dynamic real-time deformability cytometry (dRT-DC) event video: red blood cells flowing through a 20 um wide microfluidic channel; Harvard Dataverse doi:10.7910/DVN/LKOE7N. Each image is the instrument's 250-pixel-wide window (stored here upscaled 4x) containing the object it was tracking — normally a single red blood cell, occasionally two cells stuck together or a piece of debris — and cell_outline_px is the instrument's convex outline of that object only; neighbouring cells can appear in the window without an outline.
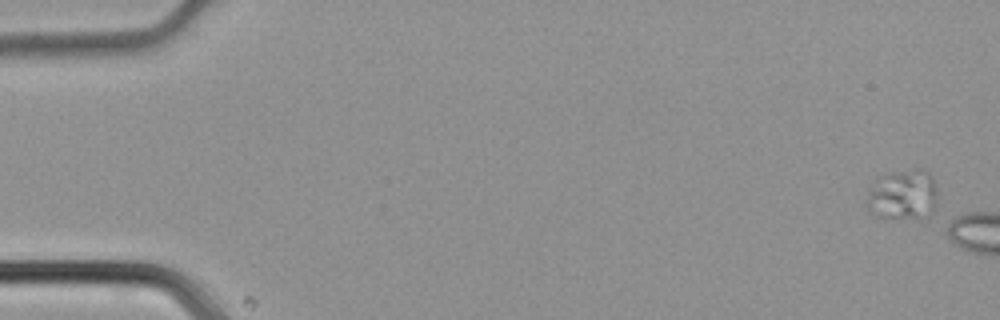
{"species": "common noctule bat (a hibernating species)", "species_latin": "Nyctalus noctula", "temperature_condition": "cold", "stored_images_in_passage": 2, "camera_frame_rate_fps": 3000, "um_per_image_px": 0.085, "animal": {"sex": "male", "body_mass_g": 21.5, "forearm_length_mm": 52.0}, "frame": {"image": 1, "passage_image": 1, "time_ms": 0.0, "image_size_px": [1000, 320], "cell_outline_px": [[936, 200], [932, 216], [924, 220], [916, 220], [872, 216], [868, 208], [868, 192], [876, 180], [880, 176], [892, 172], [916, 168], [924, 168], [928, 172], [936, 188]], "centroid_in_image_um": [76.78, 16.6], "position_along_channel_um": 8.2, "area_um2": 21.27}}